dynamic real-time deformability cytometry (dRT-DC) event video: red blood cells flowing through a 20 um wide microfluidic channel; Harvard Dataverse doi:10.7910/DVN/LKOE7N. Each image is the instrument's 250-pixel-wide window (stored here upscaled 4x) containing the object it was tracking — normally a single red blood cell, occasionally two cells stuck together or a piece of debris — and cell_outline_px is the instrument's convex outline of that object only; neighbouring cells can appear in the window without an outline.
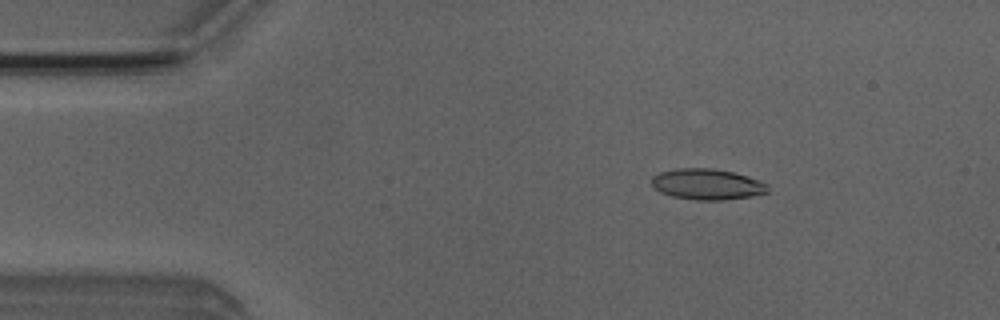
{"species": "Egyptian fruit bat (a non-hibernating species)", "species_latin": "Rousettus aegyptiacus", "temperature_condition": "room temperature", "stored_images_in_passage": 51, "camera_frame_rate_fps": 3000, "um_per_image_px": 0.085, "animal": {"sex": "male"}, "frame": {"image": 1, "passage_image": 8, "time_ms": 2.333, "image_size_px": [1000, 320], "cell_outline_px": [[768, 192], [752, 196], [724, 200], [696, 200], [672, 196], [660, 192], [652, 184], [652, 176], [660, 172], [676, 168], [712, 168], [732, 172], [748, 176], [760, 180], [768, 184]], "centroid_in_image_um": [60.12, 15.66], "position_along_channel_um": 24.9, "area_um2": 20.92}}
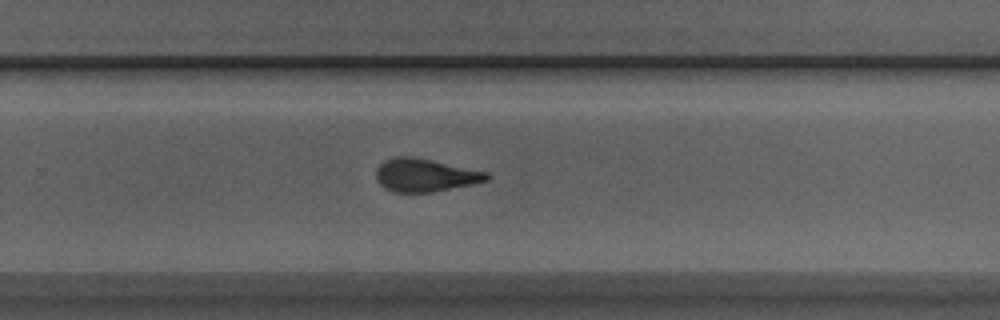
{"frame": {"image": 2, "passage_image": 33, "time_ms": 10.667, "image_size_px": [1000, 320], "cell_outline_px": [[488, 180], [472, 184], [432, 192], [392, 192], [384, 188], [376, 180], [376, 168], [384, 160], [396, 156], [412, 156], [432, 160], [488, 172]], "centroid_in_image_um": [36.08, 14.88], "position_along_channel_um": 293.7, "area_um2": 21.27}}
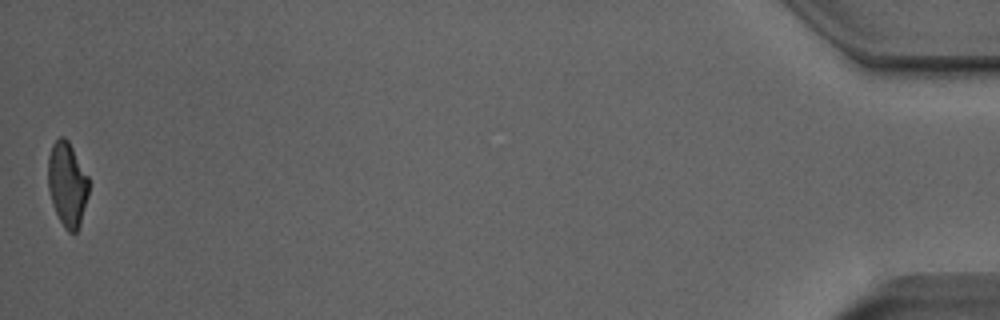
{"frame": {"image": 3, "passage_image": 51, "time_ms": 16.667, "image_size_px": [1000, 320], "cell_outline_px": [[88, 196], [80, 224], [76, 232], [68, 232], [64, 228], [52, 204], [48, 188], [48, 156], [52, 144], [60, 136], [64, 136], [68, 140], [88, 176]], "centroid_in_image_um": [5.71, 15.65], "position_along_channel_um": 429.5, "area_um2": 20.0}, "authors_computed_cell_mechanics": {"area_um2": 21.2704, "velocity_mm_per_s": 3.9802, "shape_relaxation_time_tau1_ms": 5.9582, "shape_relaxation_time_tau2_ms": 2.0175, "deformation_change_tau1": 0.191, "deformation_change_tau2": 0.1029}}